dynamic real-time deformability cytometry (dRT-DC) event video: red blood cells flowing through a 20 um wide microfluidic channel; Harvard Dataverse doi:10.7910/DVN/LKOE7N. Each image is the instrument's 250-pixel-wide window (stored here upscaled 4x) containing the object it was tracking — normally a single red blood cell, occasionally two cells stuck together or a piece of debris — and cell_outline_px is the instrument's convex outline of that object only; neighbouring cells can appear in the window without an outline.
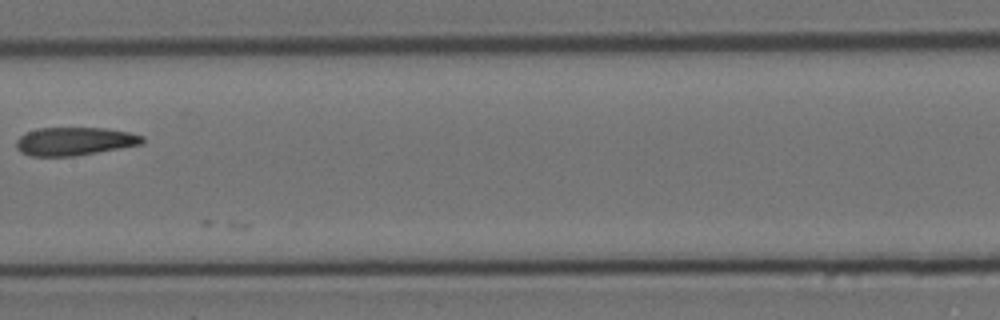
{"species": "Egyptian fruit bat (a non-hibernating species)", "species_latin": "Rousettus aegyptiacus", "temperature_condition": "cold", "stored_images_in_passage": 17, "camera_frame_rate_fps": 3000, "um_per_image_px": 0.085, "animal": {"sex": "female"}, "frame": {"image": 1, "passage_image": 15, "time_ms": 4.667, "image_size_px": [1000, 320], "cell_outline_px": [[144, 140], [140, 144], [120, 148], [76, 156], [28, 156], [20, 152], [16, 148], [16, 140], [20, 136], [36, 128], [104, 128], [128, 132], [144, 136]], "centroid_in_image_um": [6.29, 12.01], "position_along_channel_um": 201.1, "area_um2": 20.69}}